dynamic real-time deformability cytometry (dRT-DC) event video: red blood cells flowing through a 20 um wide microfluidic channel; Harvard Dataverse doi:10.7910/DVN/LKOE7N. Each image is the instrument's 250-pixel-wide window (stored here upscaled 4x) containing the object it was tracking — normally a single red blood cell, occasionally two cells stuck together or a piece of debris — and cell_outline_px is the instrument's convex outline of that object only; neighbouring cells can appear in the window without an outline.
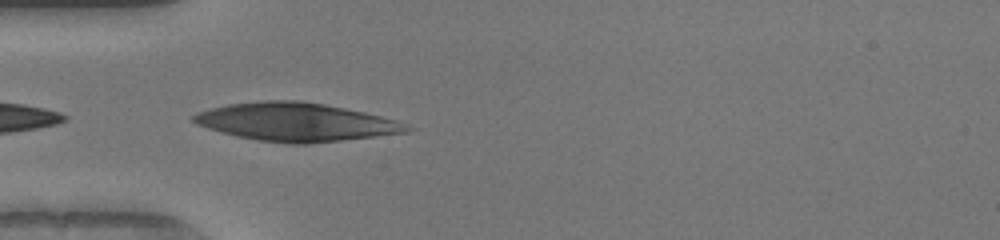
{"species": "human", "species_latin": "Homo sapiens", "temperature_condition": "warm", "stored_images_in_passage": 14, "camera_frame_rate_fps": 3000, "um_per_image_px": 0.085, "donor": {"sex": "female"}, "frame": {"image": 1, "passage_image": 1, "time_ms": 0.0, "image_size_px": [1000, 240], "cell_outline_px": [[416, 128], [408, 132], [308, 144], [288, 144], [256, 140], [236, 136], [208, 128], [196, 124], [192, 120], [192, 116], [196, 112], [228, 104], [264, 100], [300, 100], [324, 104], [364, 112], [396, 120]], "centroid_in_image_um": [25.15, 10.37], "position_along_channel_um": 59.9, "area_um2": 47.51}}
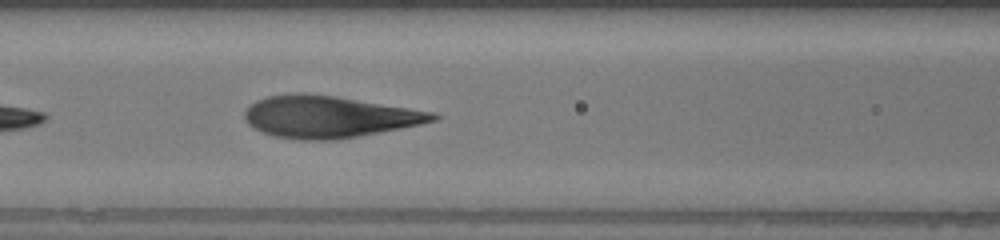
{"frame": {"image": 2, "passage_image": 7, "time_ms": 2.0, "image_size_px": [1000, 240], "cell_outline_px": [[440, 116], [436, 120], [420, 124], [360, 136], [336, 140], [300, 140], [272, 136], [248, 124], [244, 116], [244, 112], [256, 100], [268, 96], [288, 92], [304, 92], [336, 96], [436, 112]], "centroid_in_image_um": [27.95, 9.91], "position_along_channel_um": 138.7, "area_um2": 46.07}}
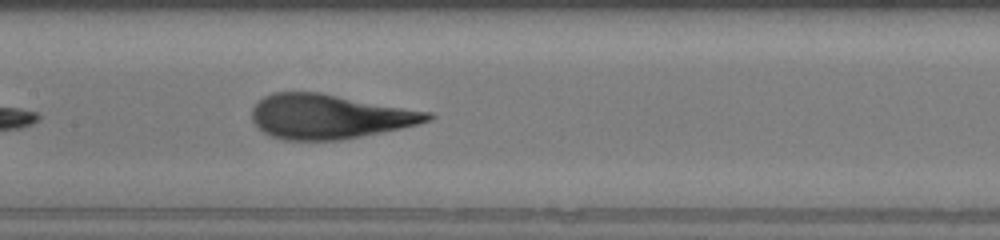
{"frame": {"image": 3, "passage_image": 10, "time_ms": 3.0, "image_size_px": [1000, 240], "cell_outline_px": [[436, 116], [432, 120], [400, 128], [340, 140], [284, 140], [272, 136], [264, 132], [252, 120], [252, 108], [264, 96], [272, 92], [320, 92], [432, 112]], "centroid_in_image_um": [28.0, 9.89], "position_along_channel_um": 179.4, "area_um2": 45.43}}